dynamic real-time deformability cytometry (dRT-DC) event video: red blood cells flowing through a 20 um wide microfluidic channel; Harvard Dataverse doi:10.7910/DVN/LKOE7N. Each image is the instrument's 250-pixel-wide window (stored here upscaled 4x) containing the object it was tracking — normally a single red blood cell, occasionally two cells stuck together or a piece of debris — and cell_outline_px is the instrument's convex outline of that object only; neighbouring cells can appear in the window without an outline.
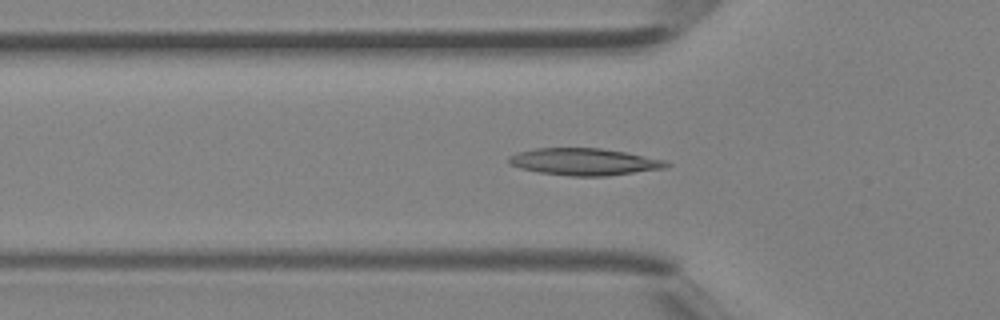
{"species": "Egyptian fruit bat (a non-hibernating species)", "species_latin": "Rousettus aegyptiacus", "temperature_condition": "room temperature", "stored_images_in_passage": 29, "camera_frame_rate_fps": 3000, "um_per_image_px": 0.085, "animal": {"sex": "female"}, "frame": {"image": 1, "passage_image": 2, "time_ms": 0.333, "image_size_px": [1000, 320], "cell_outline_px": [[672, 164], [664, 168], [608, 176], [572, 176], [540, 172], [520, 168], [508, 164], [508, 156], [516, 152], [536, 148], [600, 148], [628, 152], [664, 160]], "centroid_in_image_um": [49.64, 13.74], "position_along_channel_um": 76.2, "area_um2": 24.85}}
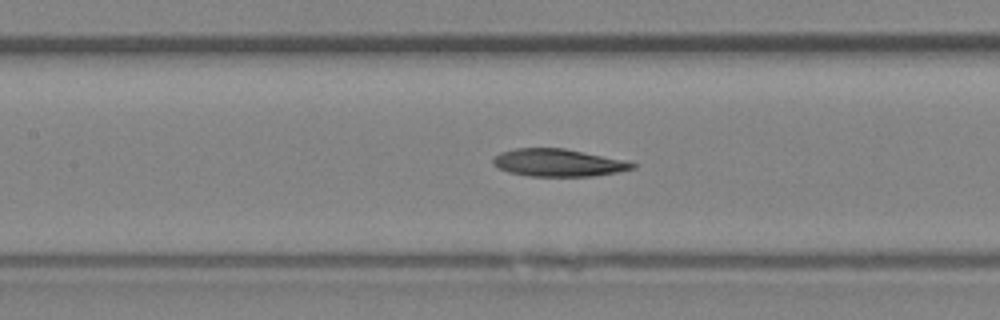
{"frame": {"image": 2, "passage_image": 7, "time_ms": 2.0, "image_size_px": [1000, 320], "cell_outline_px": [[636, 168], [620, 172], [592, 176], [528, 176], [508, 172], [492, 164], [492, 160], [500, 152], [516, 148], [564, 148], [628, 160], [636, 164]], "centroid_in_image_um": [47.5, 13.83], "position_along_channel_um": 159.9, "area_um2": 22.54}}
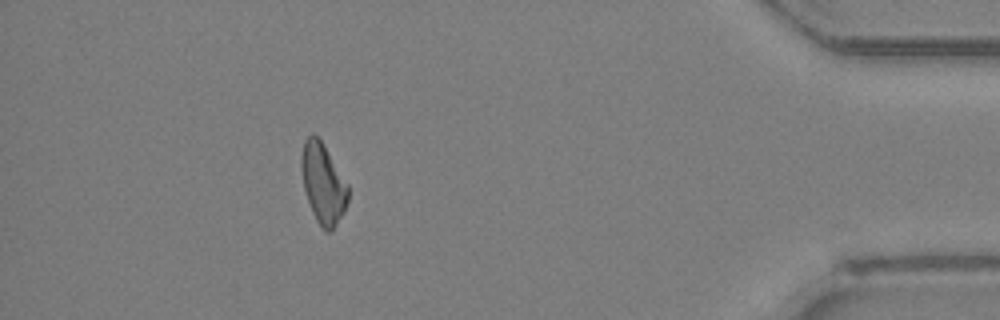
{"frame": {"image": 3, "passage_image": 25, "time_ms": 8.0, "image_size_px": [1000, 320], "cell_outline_px": [[348, 200], [344, 212], [332, 232], [328, 232], [316, 220], [312, 212], [304, 188], [300, 168], [300, 160], [304, 140], [308, 136], [316, 136], [320, 140], [348, 184]], "centroid_in_image_um": [27.45, 15.62], "position_along_channel_um": 407.7, "area_um2": 21.5}}